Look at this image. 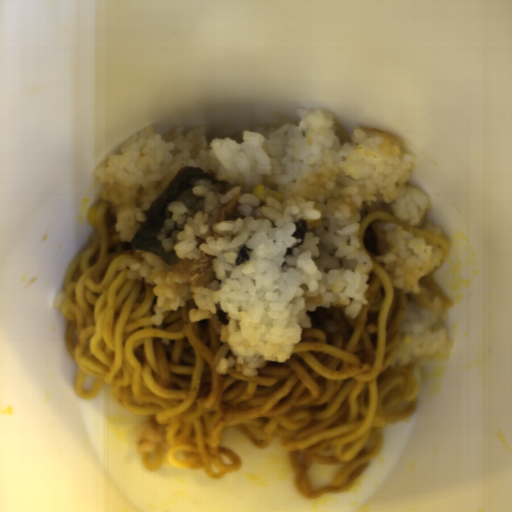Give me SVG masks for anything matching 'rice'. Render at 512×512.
I'll return each mask as SVG.
<instances>
[{"instance_id":"obj_1","label":"rice","mask_w":512,"mask_h":512,"mask_svg":"<svg viewBox=\"0 0 512 512\" xmlns=\"http://www.w3.org/2000/svg\"><path fill=\"white\" fill-rule=\"evenodd\" d=\"M298 115L299 122L250 128L237 138L209 140L207 125H178L163 138L151 127L127 139L96 170L124 242L132 241L185 166L229 182L194 181L166 206L158 236L164 251H175L178 259L214 256L211 283L180 279L157 254L137 248L138 262L127 271L129 279L154 285V325L188 300L196 304L191 323L221 307L228 323L219 326L220 340L232 352L220 358L217 374L234 368L243 377L257 376L258 367L286 361L311 326L307 312L344 307L346 316H359L369 305L373 265L362 248L360 222L376 203H388L408 224L442 234L427 218L430 199L408 184L413 157L396 139L361 126L341 142L328 112L302 107ZM259 184L283 195L281 201L250 194ZM239 191L244 219L216 223L221 207ZM300 219L307 220L306 238L286 255L301 241L291 236ZM243 245L252 249L250 259L236 266Z\"/></svg>"},{"instance_id":"obj_2","label":"rice","mask_w":512,"mask_h":512,"mask_svg":"<svg viewBox=\"0 0 512 512\" xmlns=\"http://www.w3.org/2000/svg\"><path fill=\"white\" fill-rule=\"evenodd\" d=\"M450 314L440 297L429 307L411 301L400 328L397 353L389 366L393 369L447 362L455 343L445 323Z\"/></svg>"},{"instance_id":"obj_3","label":"rice","mask_w":512,"mask_h":512,"mask_svg":"<svg viewBox=\"0 0 512 512\" xmlns=\"http://www.w3.org/2000/svg\"><path fill=\"white\" fill-rule=\"evenodd\" d=\"M388 251L377 255V263L390 274L393 286L404 293L418 295L420 276H428L440 266L445 252L396 223L383 226Z\"/></svg>"}]
</instances>
